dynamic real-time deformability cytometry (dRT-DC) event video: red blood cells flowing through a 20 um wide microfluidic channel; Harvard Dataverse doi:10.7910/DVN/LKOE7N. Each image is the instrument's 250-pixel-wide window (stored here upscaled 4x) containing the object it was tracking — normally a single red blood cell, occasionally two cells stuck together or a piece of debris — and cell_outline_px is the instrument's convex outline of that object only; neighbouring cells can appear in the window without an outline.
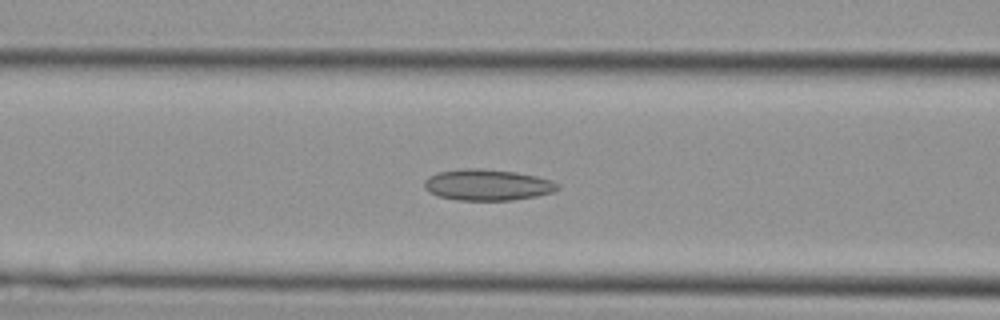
{"species": "Egyptian fruit bat (a non-hibernating species)", "species_latin": "Rousettus aegyptiacus", "temperature_condition": "cold", "stored_images_in_passage": 36, "camera_frame_rate_fps": 3000, "um_per_image_px": 0.085, "animal": {"sex": "female"}, "frame": {"image": 1, "passage_image": 15, "time_ms": 4.667, "image_size_px": [1000, 320], "cell_outline_px": [[560, 188], [552, 192], [536, 196], [512, 200], [456, 200], [436, 196], [428, 192], [424, 188], [424, 180], [428, 176], [436, 172], [464, 168], [480, 168], [516, 172], [536, 176], [552, 180], [560, 184]], "centroid_in_image_um": [41.4, 15.71], "position_along_channel_um": 125.2, "area_um2": 24.51}}
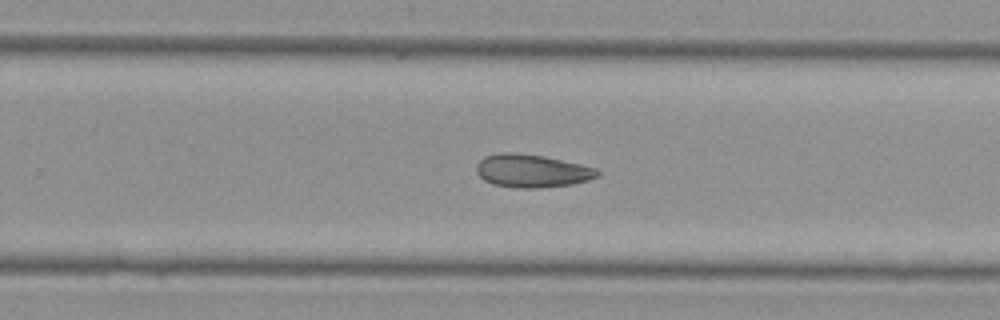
{"frame": {"image": 2, "passage_image": 24, "time_ms": 7.667, "image_size_px": [1000, 320], "cell_outline_px": [[600, 176], [588, 180], [572, 184], [536, 188], [516, 188], [492, 184], [484, 180], [476, 172], [476, 164], [484, 156], [500, 152], [512, 152], [544, 156], [580, 164], [596, 168], [600, 172]], "centroid_in_image_um": [45.2, 14.52], "position_along_channel_um": 284.6, "area_um2": 23.41}}
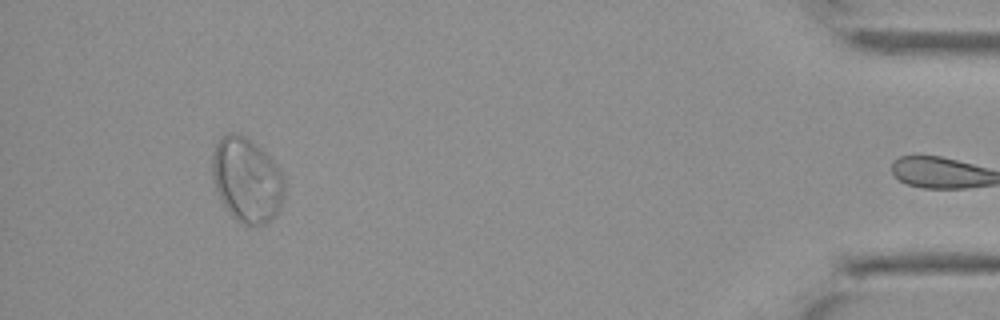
{"frame": {"image": 3, "passage_image": 35, "time_ms": 11.333, "image_size_px": [1000, 320], "cell_outline_px": [[284, 196], [280, 212], [264, 224], [244, 224], [236, 220], [228, 212], [216, 188], [212, 176], [212, 156], [216, 144], [228, 132], [240, 132], [248, 136], [276, 164], [284, 180]], "centroid_in_image_um": [20.99, 15.28], "position_along_channel_um": 414.2, "area_um2": 35.6}}